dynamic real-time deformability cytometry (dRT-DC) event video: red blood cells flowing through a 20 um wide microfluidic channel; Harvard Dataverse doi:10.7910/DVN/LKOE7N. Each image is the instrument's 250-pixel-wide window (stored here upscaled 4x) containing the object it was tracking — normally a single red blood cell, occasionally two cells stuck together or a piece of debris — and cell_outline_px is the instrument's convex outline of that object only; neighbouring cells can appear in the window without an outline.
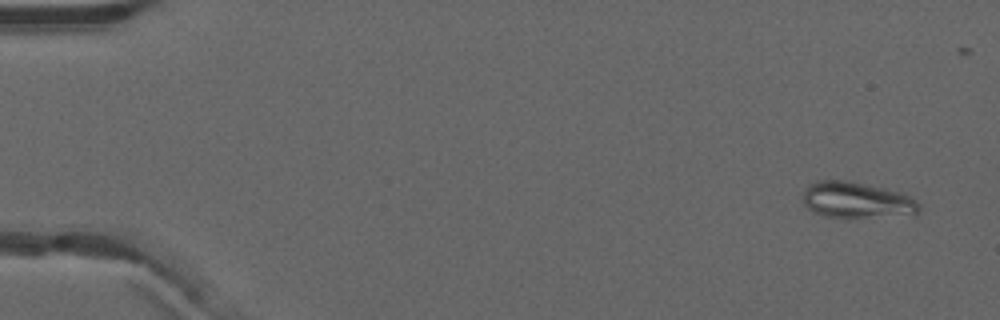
{"species": "common noctule bat (a hibernating species)", "species_latin": "Nyctalus noctula", "temperature_condition": "warm", "stored_images_in_passage": 52, "camera_frame_rate_fps": 3000, "um_per_image_px": 0.085, "animal": {"sex": "male", "forearm_length_mm": 52.5}, "frame": {"image": 1, "passage_image": 3, "time_ms": 0.667, "image_size_px": [1000, 320], "cell_outline_px": [[920, 212], [848, 220], [824, 216], [812, 212], [804, 204], [804, 188], [808, 184], [816, 180], [844, 180], [884, 188], [900, 192], [916, 200], [920, 204]], "centroid_in_image_um": [72.75, 17.03], "position_along_channel_um": 12.2, "area_um2": 24.8}}
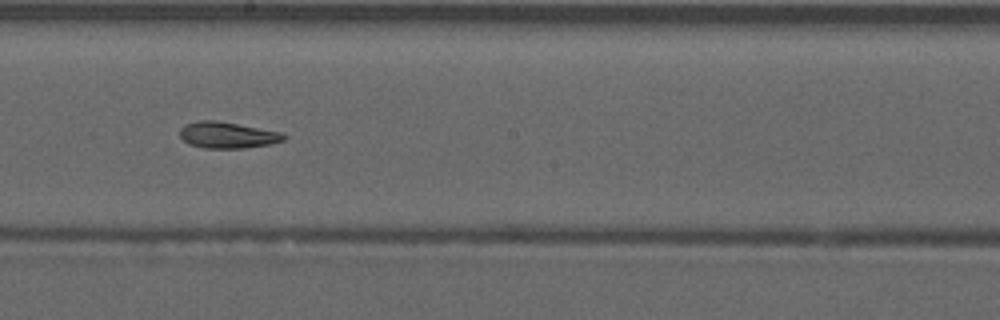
{"frame": {"image": 2, "passage_image": 30, "time_ms": 9.667, "image_size_px": [1000, 320], "cell_outline_px": [[288, 136], [284, 140], [268, 144], [244, 148], [204, 148], [188, 144], [180, 136], [180, 128], [184, 124], [200, 120], [212, 120], [284, 132]], "centroid_in_image_um": [19.33, 11.48], "position_along_channel_um": 228.9, "area_um2": 15.9}}
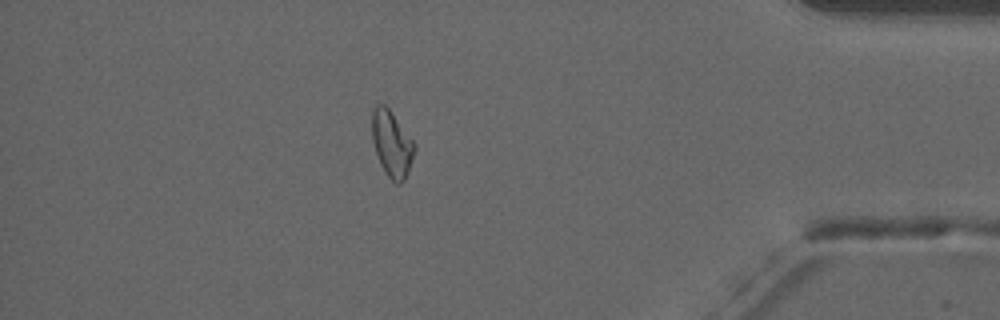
{"frame": {"image": 3, "passage_image": 46, "time_ms": 15.0, "image_size_px": [1000, 320], "cell_outline_px": [[416, 148], [408, 172], [404, 180], [400, 184], [396, 184], [384, 172], [380, 164], [372, 140], [372, 108], [376, 104], [384, 104], [388, 108], [416, 144]], "centroid_in_image_um": [33.3, 12.23], "position_along_channel_um": 401.9, "area_um2": 16.36}, "authors_computed_cell_mechanics": {"area_um2": 16.5597, "velocity_mm_per_s": 3.953, "shape_relaxation_time_tau1_ms": null, "shape_relaxation_time_tau2_ms": 4.95, "deformation_change_tau1": null, "deformation_change_tau2": 0.1062}}